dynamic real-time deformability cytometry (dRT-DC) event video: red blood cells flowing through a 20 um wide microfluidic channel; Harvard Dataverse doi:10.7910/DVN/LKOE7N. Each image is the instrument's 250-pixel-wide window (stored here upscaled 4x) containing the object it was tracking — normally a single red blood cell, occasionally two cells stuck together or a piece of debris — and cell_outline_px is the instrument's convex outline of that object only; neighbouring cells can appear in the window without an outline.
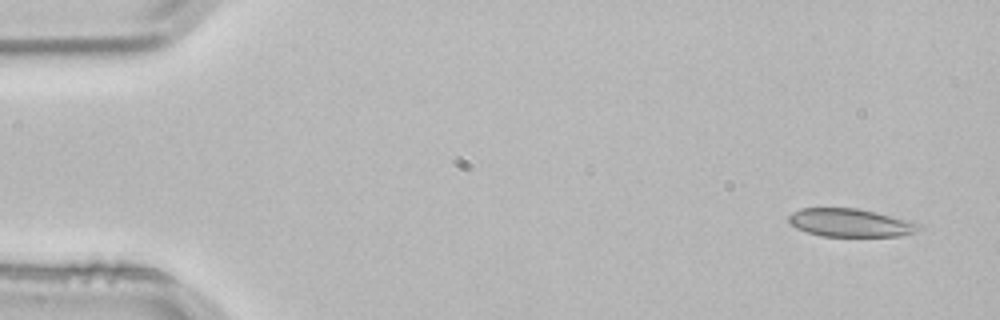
{"species": "common noctule bat (a hibernating species)", "species_latin": "Nyctalus noctula", "temperature_condition": "room temperature", "stored_images_in_passage": 4, "segment_of_instrument_passage": [2, 2], "camera_frame_rate_fps": 3000, "um_per_image_px": 0.085, "animal": {"sex": "male", "body_mass_g": 21.5, "forearm_length_mm": 52.0}, "frame": {"image": 1, "passage_image": 4, "time_ms": 1.0, "image_size_px": [1000, 320], "cell_outline_px": [[924, 224], [920, 228], [912, 232], [900, 236], [820, 236], [796, 228], [788, 220], [788, 216], [792, 212], [800, 208], [856, 208], [876, 212]], "centroid_in_image_um": [72.27, 18.93], "position_along_channel_um": 12.7, "area_um2": 21.27}}